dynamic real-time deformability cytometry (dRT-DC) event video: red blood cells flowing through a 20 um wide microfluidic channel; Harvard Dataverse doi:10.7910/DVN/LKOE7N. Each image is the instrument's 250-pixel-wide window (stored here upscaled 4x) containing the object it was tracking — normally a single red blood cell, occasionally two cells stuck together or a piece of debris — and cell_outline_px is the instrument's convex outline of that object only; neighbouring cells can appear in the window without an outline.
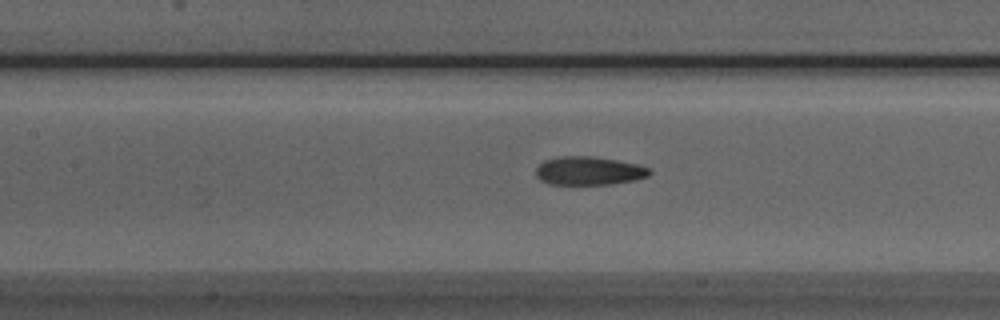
{"species": "Egyptian fruit bat (a non-hibernating species)", "species_latin": "Rousettus aegyptiacus", "temperature_condition": "room temperature", "stored_images_in_passage": 52, "camera_frame_rate_fps": 3000, "um_per_image_px": 0.085, "animal": {"sex": "male"}, "frame": {"image": 1, "passage_image": 22, "time_ms": 7.0, "image_size_px": [1000, 320], "cell_outline_px": [[652, 172], [648, 176], [632, 180], [612, 184], [548, 184], [540, 180], [536, 176], [536, 168], [544, 160], [560, 156], [592, 156], [640, 164], [648, 168]], "centroid_in_image_um": [50.04, 14.51], "position_along_channel_um": 157.4, "area_um2": 18.84}}
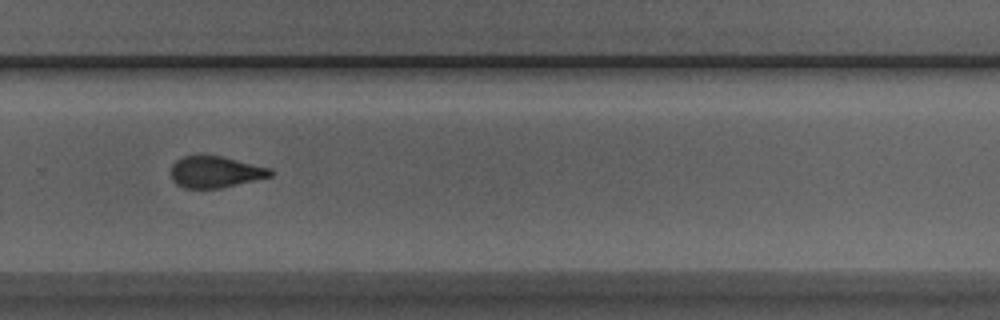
{"frame": {"image": 2, "passage_image": 34, "time_ms": 11.0, "image_size_px": [1000, 320], "cell_outline_px": [[272, 176], [220, 188], [184, 188], [176, 184], [172, 180], [172, 164], [176, 160], [184, 156], [220, 156], [272, 168]], "centroid_in_image_um": [18.3, 14.62], "position_along_channel_um": 311.5, "area_um2": 18.03}}
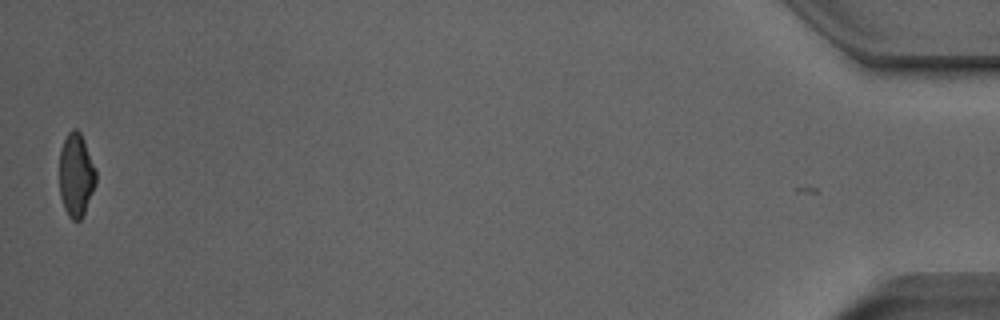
{"frame": {"image": 3, "passage_image": 51, "time_ms": 16.667, "image_size_px": [1000, 320], "cell_outline_px": [[96, 184], [84, 212], [80, 220], [72, 220], [68, 216], [64, 208], [60, 196], [60, 148], [68, 132], [72, 128], [76, 128], [80, 132], [84, 140], [96, 172]], "centroid_in_image_um": [6.46, 14.87], "position_along_channel_um": 428.7, "area_um2": 17.63}, "authors_computed_cell_mechanics": {"area_um2": 19.0451, "velocity_mm_per_s": 3.8658, "shape_relaxation_time_tau1_ms": 6.6468, "shape_relaxation_time_tau2_ms": 2.1043, "deformation_change_tau1": 0.1749, "deformation_change_tau2": 0.0942}}